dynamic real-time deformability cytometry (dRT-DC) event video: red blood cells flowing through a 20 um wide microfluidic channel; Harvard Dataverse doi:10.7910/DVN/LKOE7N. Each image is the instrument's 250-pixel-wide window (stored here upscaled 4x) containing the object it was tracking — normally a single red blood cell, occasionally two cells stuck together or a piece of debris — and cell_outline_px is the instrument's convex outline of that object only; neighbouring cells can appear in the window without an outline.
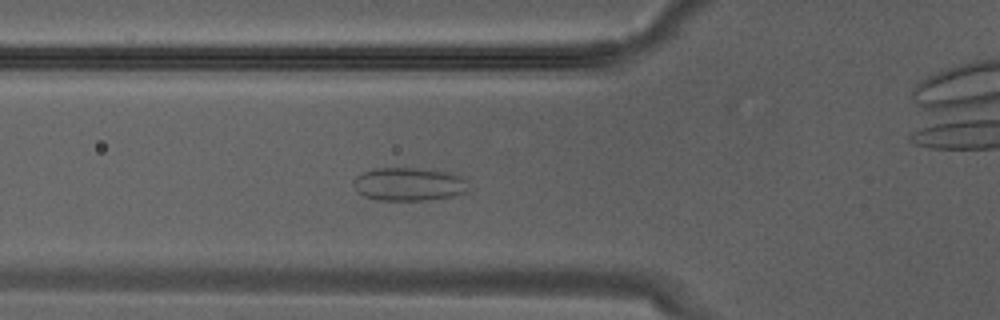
{"species": "Egyptian fruit bat (a non-hibernating species)", "species_latin": "Rousettus aegyptiacus", "temperature_condition": "warm", "stored_images_in_passage": 12, "camera_frame_rate_fps": 3000, "um_per_image_px": 0.085, "animal": {"sex": "male"}, "frame": {"image": 1, "passage_image": 10, "time_ms": 3.0, "image_size_px": [1000, 320], "cell_outline_px": [[468, 188], [464, 192], [452, 196], [428, 200], [376, 200], [364, 196], [356, 188], [352, 180], [356, 176], [372, 168], [416, 168], [444, 172], [460, 176], [468, 180]], "centroid_in_image_um": [34.74, 15.66], "position_along_channel_um": 91.1, "area_um2": 22.14}}